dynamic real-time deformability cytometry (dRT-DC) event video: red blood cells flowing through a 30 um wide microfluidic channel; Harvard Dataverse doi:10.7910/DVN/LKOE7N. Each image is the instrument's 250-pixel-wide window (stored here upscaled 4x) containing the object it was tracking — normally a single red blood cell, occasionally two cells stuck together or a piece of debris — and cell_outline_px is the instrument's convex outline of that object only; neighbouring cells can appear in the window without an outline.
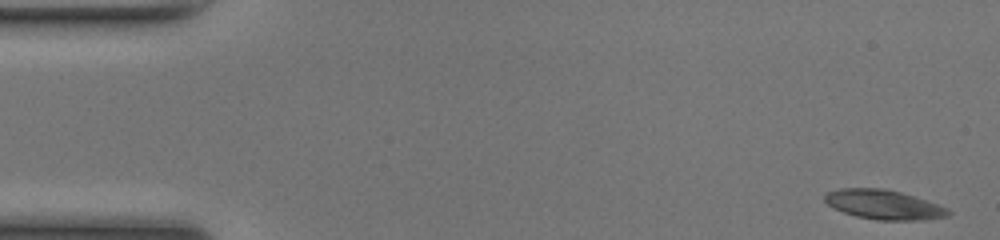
{"species": "common noctule bat (a hibernating species)", "species_latin": "Nyctalus noctula", "temperature_condition": "room temperature", "stored_images_in_passage": 49, "camera_frame_rate_fps": 3000, "um_per_image_px": 0.085, "animal": {"sex": "female", "body_mass_g": 17.0, "forearm_length_mm": 48.0}, "frame": {"image": 1, "passage_image": 1, "time_ms": 0.0, "image_size_px": [1000, 240], "cell_outline_px": [[952, 212], [948, 216], [924, 220], [876, 220], [856, 216], [844, 212], [828, 204], [824, 200], [824, 196], [828, 192], [840, 188], [884, 188], [900, 192], [948, 208]], "centroid_in_image_um": [75.12, 17.4], "position_along_channel_um": 9.9, "area_um2": 20.98}}
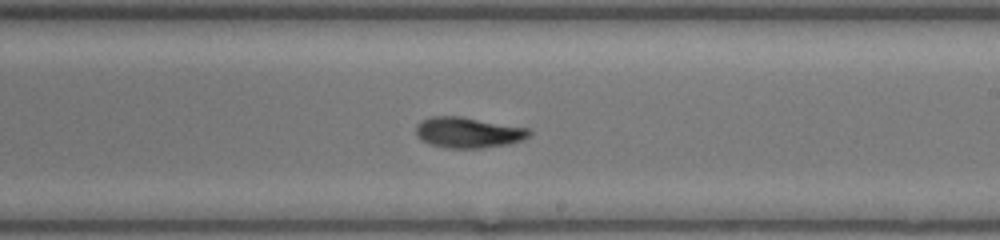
{"frame": {"image": 2, "passage_image": 28, "time_ms": 9.0, "image_size_px": [1000, 240], "cell_outline_px": [[532, 132], [524, 140], [508, 144], [480, 148], [448, 148], [428, 144], [420, 140], [416, 136], [416, 124], [420, 120], [432, 116], [460, 116], [532, 128]], "centroid_in_image_um": [39.8, 11.26], "position_along_channel_um": 249.2, "area_um2": 20.63}}
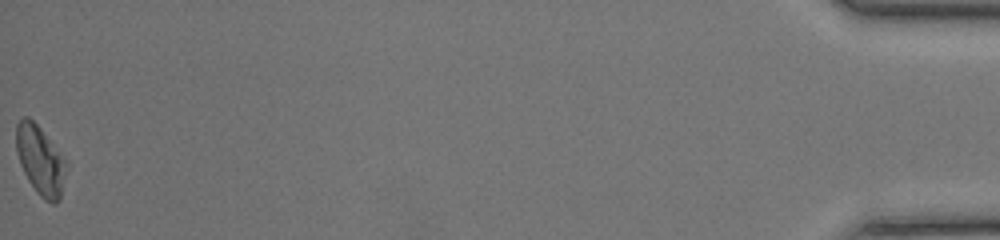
{"frame": {"image": 3, "passage_image": 49, "time_ms": 16.0, "image_size_px": [1000, 240], "cell_outline_px": [[68, 164], [60, 200], [56, 204], [52, 204], [44, 200], [40, 196], [28, 180], [20, 164], [16, 152], [16, 124], [24, 116], [28, 116], [40, 128], [68, 160]], "centroid_in_image_um": [3.46, 13.64], "position_along_channel_um": 431.7, "area_um2": 20.46}, "authors_computed_cell_mechanics": {"area_um2": 20.2878, "velocity_mm_per_s": 4.1667, "shape_relaxation_time_tau1_ms": 5.0156, "shape_relaxation_time_tau2_ms": 5.0381, "deformation_change_tau1": 0.1622, "deformation_change_tau2": 0.1231}}